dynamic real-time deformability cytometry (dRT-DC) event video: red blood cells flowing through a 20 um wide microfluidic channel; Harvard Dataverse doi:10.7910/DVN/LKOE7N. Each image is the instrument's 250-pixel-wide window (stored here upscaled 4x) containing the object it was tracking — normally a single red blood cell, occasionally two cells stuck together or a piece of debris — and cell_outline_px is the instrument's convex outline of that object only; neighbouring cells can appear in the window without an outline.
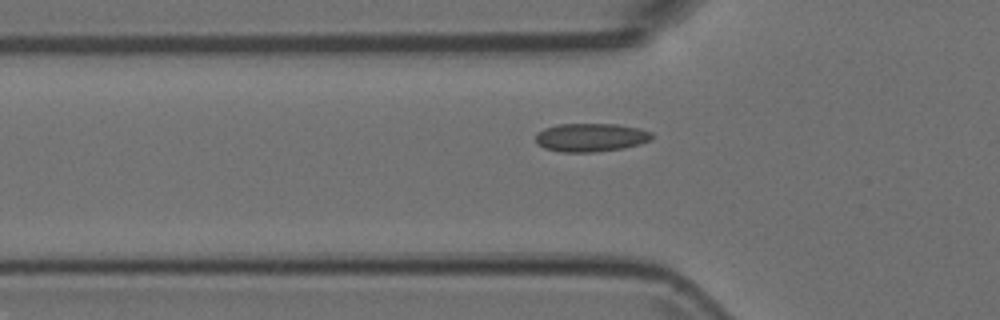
{"species": "Egyptian fruit bat (a non-hibernating species)", "species_latin": "Rousettus aegyptiacus", "temperature_condition": "room temperature", "stored_images_in_passage": 52, "camera_frame_rate_fps": 3000, "um_per_image_px": 0.085, "animal": {"sex": "female"}, "frame": {"image": 1, "passage_image": 18, "time_ms": 5.667, "image_size_px": [1000, 320], "cell_outline_px": [[652, 140], [640, 144], [624, 148], [596, 152], [560, 152], [544, 148], [536, 140], [536, 132], [544, 128], [556, 124], [616, 124], [640, 128], [652, 132]], "centroid_in_image_um": [50.23, 11.68], "position_along_channel_um": 75.6, "area_um2": 19.42}}
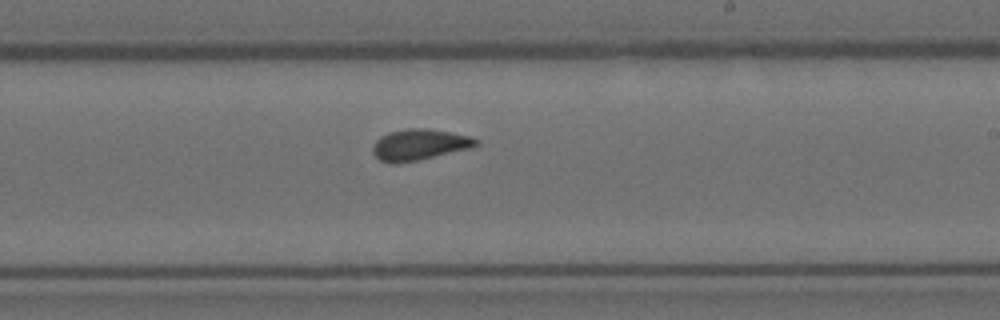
{"frame": {"image": 2, "passage_image": 32, "time_ms": 10.333, "image_size_px": [1000, 320], "cell_outline_px": [[480, 144], [472, 148], [416, 160], [392, 164], [380, 160], [372, 152], [372, 148], [376, 140], [380, 136], [388, 132], [408, 128], [424, 128], [472, 136], [480, 140]], "centroid_in_image_um": [35.67, 12.28], "position_along_channel_um": 253.3, "area_um2": 18.67}}
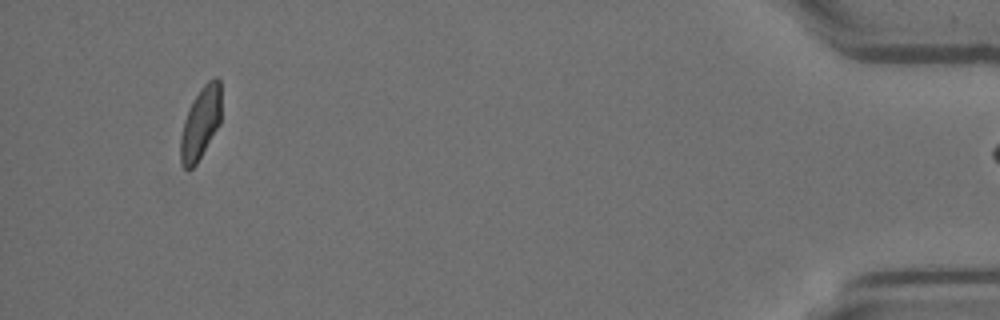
{"frame": {"image": 3, "passage_image": 51, "time_ms": 16.667, "image_size_px": [1000, 320], "cell_outline_px": [[220, 124], [196, 164], [188, 172], [180, 164], [180, 136], [184, 120], [188, 108], [192, 100], [200, 88], [208, 80], [216, 76], [220, 80]], "centroid_in_image_um": [17.02, 10.47], "position_along_channel_um": 418.2, "area_um2": 17.34}}